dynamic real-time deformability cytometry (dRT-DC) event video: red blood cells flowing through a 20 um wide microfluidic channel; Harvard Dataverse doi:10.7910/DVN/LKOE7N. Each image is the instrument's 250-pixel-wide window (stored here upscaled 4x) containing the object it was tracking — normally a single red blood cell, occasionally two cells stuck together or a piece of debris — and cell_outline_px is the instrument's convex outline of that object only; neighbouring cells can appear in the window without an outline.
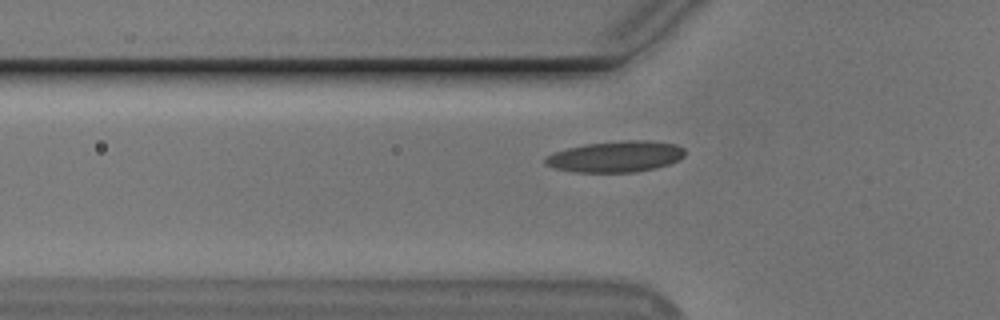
{"species": "Egyptian fruit bat (a non-hibernating species)", "species_latin": "Rousettus aegyptiacus", "temperature_condition": "cold", "stored_images_in_passage": 41, "camera_frame_rate_fps": 3000, "um_per_image_px": 0.085, "animal": {"sex": "male"}, "frame": {"image": 1, "passage_image": 11, "time_ms": 3.333, "image_size_px": [1000, 320], "cell_outline_px": [[684, 156], [668, 164], [656, 168], [636, 172], [572, 172], [552, 168], [544, 164], [544, 156], [552, 152], [584, 144], [624, 140], [648, 140], [676, 144], [684, 148]], "centroid_in_image_um": [52.27, 13.31], "position_along_channel_um": 73.5, "area_um2": 25.55}}
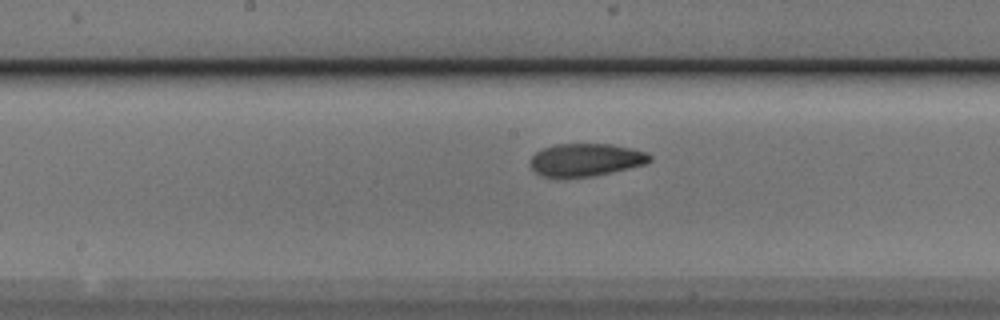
{"frame": {"image": 2, "passage_image": 21, "time_ms": 6.667, "image_size_px": [1000, 320], "cell_outline_px": [[652, 160], [644, 164], [628, 168], [592, 176], [556, 180], [540, 176], [528, 164], [532, 156], [536, 152], [552, 144], [612, 144], [632, 148], [648, 152], [652, 156]], "centroid_in_image_um": [49.73, 13.61], "position_along_channel_um": 198.5, "area_um2": 23.41}}
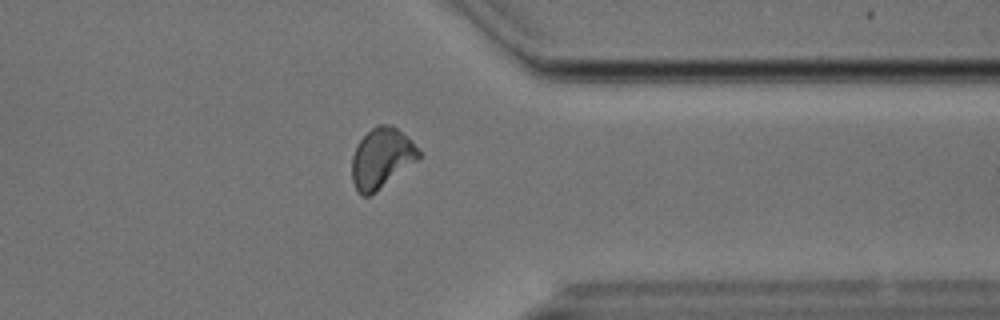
{"frame": {"image": 3, "passage_image": 36, "time_ms": 11.667, "image_size_px": [1000, 320], "cell_outline_px": [[420, 156], [416, 160], [368, 196], [360, 196], [356, 192], [352, 180], [352, 156], [356, 144], [376, 124], [392, 124], [412, 140], [420, 152]], "centroid_in_image_um": [32.39, 13.41], "position_along_channel_um": 379.0, "area_um2": 23.06}}